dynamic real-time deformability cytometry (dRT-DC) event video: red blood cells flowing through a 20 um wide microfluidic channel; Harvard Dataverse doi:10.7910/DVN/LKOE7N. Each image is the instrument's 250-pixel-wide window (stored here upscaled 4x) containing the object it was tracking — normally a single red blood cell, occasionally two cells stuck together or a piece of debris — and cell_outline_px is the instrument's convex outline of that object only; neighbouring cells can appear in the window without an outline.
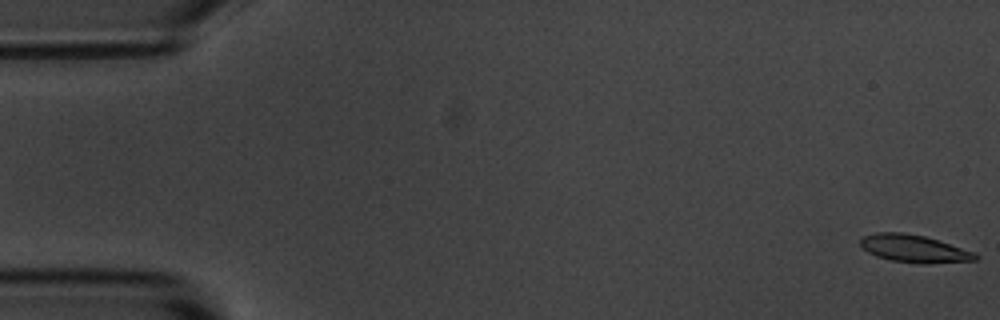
{"species": "common noctule bat (a hibernating species)", "species_latin": "Nyctalus noctula", "temperature_condition": "room temperature", "stored_images_in_passage": 10, "camera_frame_rate_fps": 3000, "um_per_image_px": 0.085, "animal": {"sex": "male", "body_mass_g": 20.1, "forearm_length_mm": 53.5}, "frame": {"image": 1, "passage_image": 1, "time_ms": 0.0, "image_size_px": [1000, 320], "cell_outline_px": [[980, 256], [976, 260], [924, 264], [920, 264], [892, 260], [876, 256], [860, 248], [860, 240], [864, 236], [876, 232], [904, 232], [924, 236], [976, 252]], "centroid_in_image_um": [77.69, 21.13], "position_along_channel_um": 7.3, "area_um2": 18.55}}
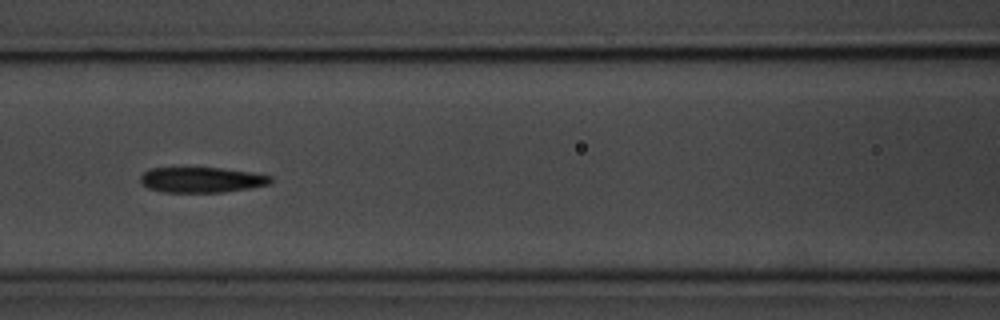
{"frame": {"image": 2, "passage_image": 7, "time_ms": 7.667, "image_size_px": [1000, 320], "cell_outline_px": [[272, 180], [268, 184], [248, 188], [220, 192], [160, 192], [148, 188], [140, 180], [140, 176], [144, 172], [152, 168], [220, 168], [252, 172], [272, 176]], "centroid_in_image_um": [17.12, 15.28], "position_along_channel_um": 149.5, "area_um2": 19.07}}
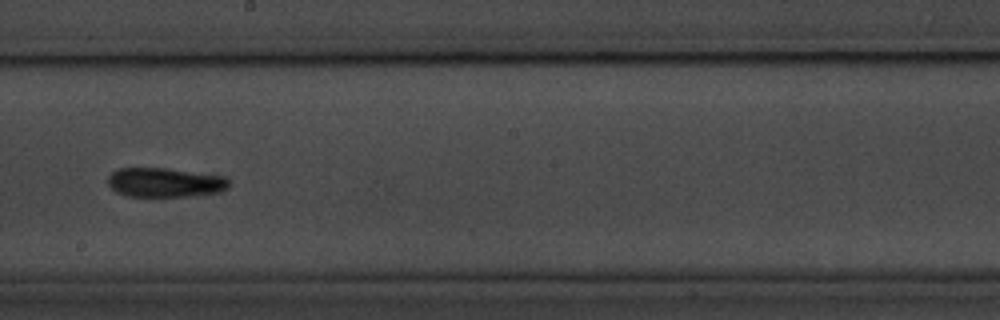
{"frame": {"image": 3, "passage_image": 9, "time_ms": 10.0, "image_size_px": [1000, 320], "cell_outline_px": [[228, 188], [220, 192], [188, 196], [152, 200], [128, 196], [116, 192], [108, 184], [108, 176], [112, 172], [120, 168], [168, 168], [224, 176], [228, 180]], "centroid_in_image_um": [13.98, 15.55], "position_along_channel_um": 234.2, "area_um2": 21.5}}